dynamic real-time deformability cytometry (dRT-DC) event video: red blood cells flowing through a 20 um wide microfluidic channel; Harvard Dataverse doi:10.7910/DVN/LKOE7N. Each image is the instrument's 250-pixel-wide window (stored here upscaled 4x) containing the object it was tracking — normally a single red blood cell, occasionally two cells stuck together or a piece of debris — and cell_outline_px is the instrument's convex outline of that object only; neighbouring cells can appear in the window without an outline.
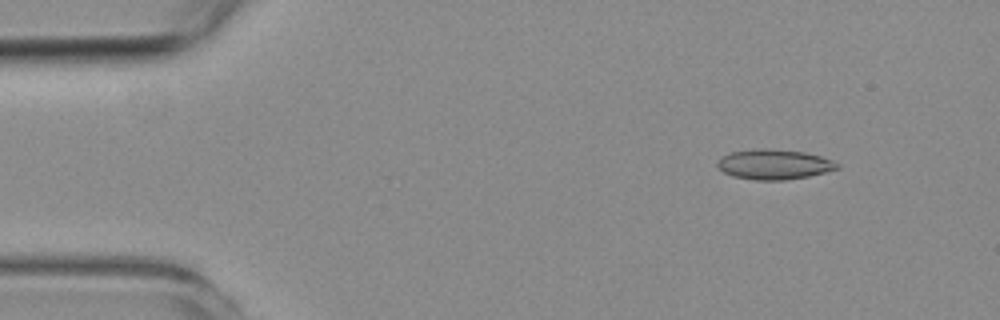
{"species": "common noctule bat (a hibernating species)", "species_latin": "Nyctalus noctula", "temperature_condition": "room temperature", "stored_images_in_passage": 54, "camera_frame_rate_fps": 3000, "um_per_image_px": 0.085, "animal": {"sex": "female", "body_mass_g": 19.3, "forearm_length_mm": 54.1}, "frame": {"image": 1, "passage_image": 6, "time_ms": 1.667, "image_size_px": [1000, 320], "cell_outline_px": [[840, 168], [808, 176], [784, 180], [756, 180], [732, 176], [724, 172], [716, 164], [720, 156], [728, 152], [752, 148], [768, 148], [804, 152], [820, 156], [832, 160], [840, 164]], "centroid_in_image_um": [65.76, 13.95], "position_along_channel_um": 19.2, "area_um2": 21.15}}
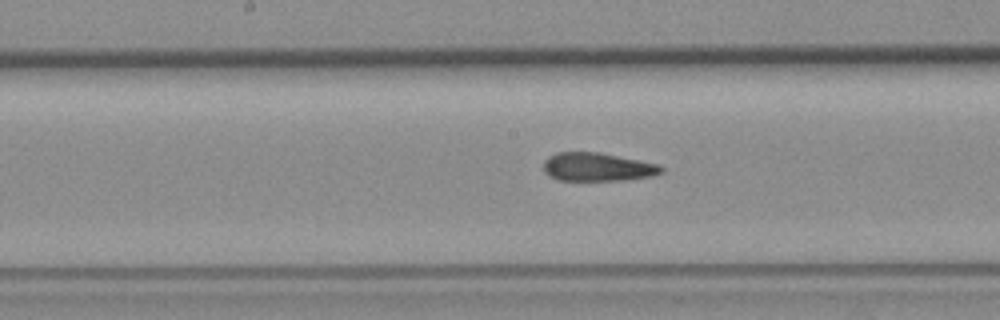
{"frame": {"image": 2, "passage_image": 27, "time_ms": 8.667, "image_size_px": [1000, 320], "cell_outline_px": [[664, 172], [656, 176], [624, 180], [556, 180], [548, 176], [544, 172], [544, 160], [548, 156], [556, 152], [600, 152], [660, 164], [664, 168]], "centroid_in_image_um": [50.81, 14.19], "position_along_channel_um": 197.4, "area_um2": 19.88}}
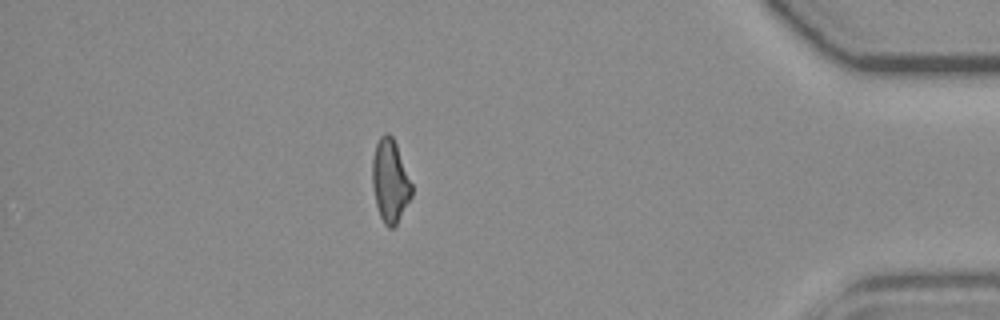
{"frame": {"image": 3, "passage_image": 47, "time_ms": 15.333, "image_size_px": [1000, 320], "cell_outline_px": [[412, 196], [396, 224], [392, 228], [388, 228], [384, 224], [380, 216], [376, 204], [372, 184], [372, 160], [376, 144], [380, 136], [384, 132], [388, 132], [392, 136], [396, 144], [412, 184]], "centroid_in_image_um": [33.15, 15.37], "position_along_channel_um": 402.1, "area_um2": 18.96}, "authors_computed_cell_mechanics": {"area_um2": 20.2011, "velocity_mm_per_s": 3.7744, "shape_relaxation_time_tau1_ms": null, "shape_relaxation_time_tau2_ms": 2.7484, "deformation_change_tau1": null, "deformation_change_tau2": 0.1247}}